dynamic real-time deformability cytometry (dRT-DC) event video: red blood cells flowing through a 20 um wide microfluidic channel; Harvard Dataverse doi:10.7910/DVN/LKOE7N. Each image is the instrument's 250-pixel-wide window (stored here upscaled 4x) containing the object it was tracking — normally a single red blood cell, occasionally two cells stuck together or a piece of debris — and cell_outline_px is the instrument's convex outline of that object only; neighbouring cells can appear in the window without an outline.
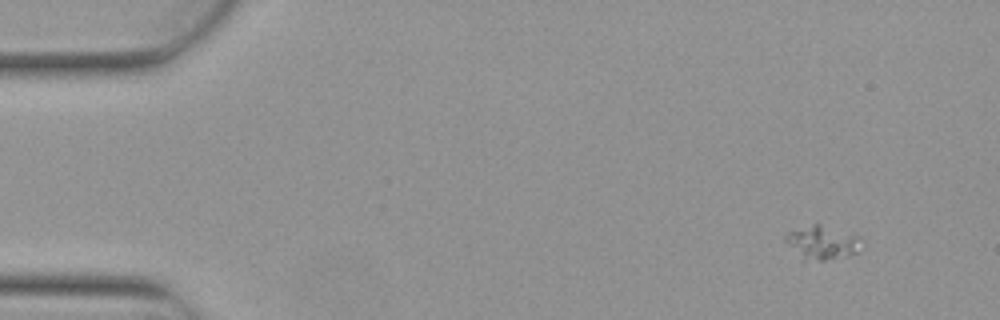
{"species": "Egyptian fruit bat (a non-hibernating species)", "species_latin": "Rousettus aegyptiacus", "temperature_condition": "warm", "stored_images_in_passage": 6, "camera_frame_rate_fps": 3000, "um_per_image_px": 0.085, "animal": {"sex": "female"}, "frame": {"image": 1, "passage_image": 1, "time_ms": 0.0, "image_size_px": [1000, 320], "cell_outline_px": [[856, 252], [824, 260], [804, 260], [784, 240], [784, 236], [788, 232], [812, 224], [820, 224], [856, 236]], "centroid_in_image_um": [69.75, 20.6], "position_along_channel_um": 15.3, "area_um2": 13.81}}
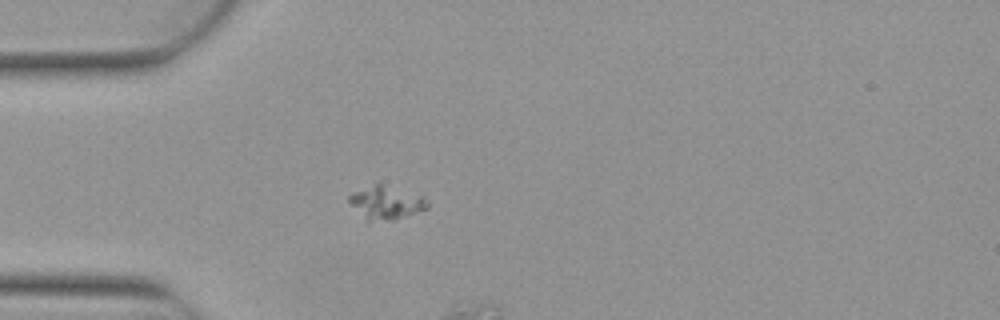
{"frame": {"image": 2, "passage_image": 4, "time_ms": 1.0, "image_size_px": [1000, 320], "cell_outline_px": [[428, 208], [392, 220], [368, 224], [348, 204], [348, 196], [352, 192], [376, 184], [380, 184], [424, 196], [428, 204]], "centroid_in_image_um": [32.73, 17.28], "position_along_channel_um": 52.3, "area_um2": 15.37}}
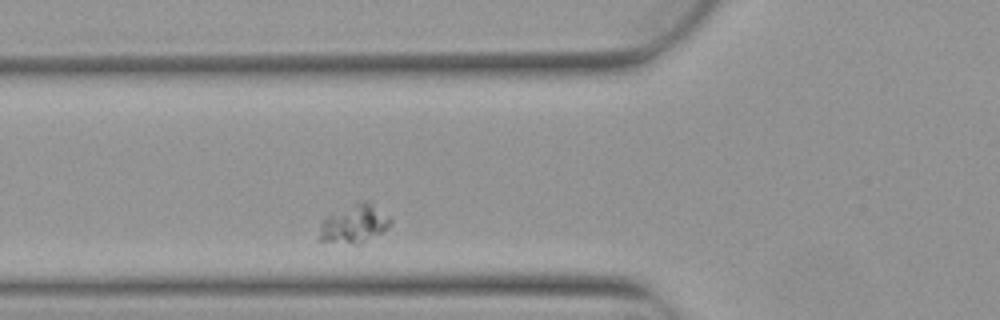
{"frame": {"image": 3, "passage_image": 6, "time_ms": 1.667, "image_size_px": [1000, 320], "cell_outline_px": [[392, 224], [384, 232], [360, 244], [356, 244], [320, 240], [320, 224], [332, 212], [360, 200], [368, 200], [388, 216], [392, 220]], "centroid_in_image_um": [30.16, 19.01], "position_along_channel_um": 95.6, "area_um2": 15.95}}